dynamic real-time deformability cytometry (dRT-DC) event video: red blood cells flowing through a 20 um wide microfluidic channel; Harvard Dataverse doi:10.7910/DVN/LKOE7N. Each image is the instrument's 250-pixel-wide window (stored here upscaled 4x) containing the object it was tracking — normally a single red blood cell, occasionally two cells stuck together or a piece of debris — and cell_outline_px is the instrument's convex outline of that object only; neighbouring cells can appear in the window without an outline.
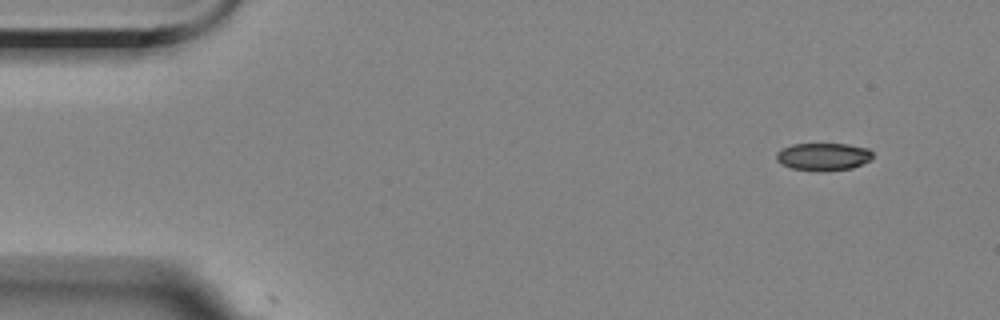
{"species": "Egyptian fruit bat (a non-hibernating species)", "species_latin": "Rousettus aegyptiacus", "temperature_condition": "room temperature", "stored_images_in_passage": 2, "camera_frame_rate_fps": 3000, "um_per_image_px": 0.085, "animal": {"sex": "female"}, "frame": {"image": 1, "passage_image": 1, "time_ms": 0.0, "image_size_px": [1000, 320], "cell_outline_px": [[872, 160], [852, 168], [820, 172], [816, 172], [792, 168], [780, 164], [776, 160], [776, 152], [792, 144], [848, 144], [868, 148], [872, 152]], "centroid_in_image_um": [69.98, 13.33], "position_along_channel_um": 15.0, "area_um2": 15.72}}